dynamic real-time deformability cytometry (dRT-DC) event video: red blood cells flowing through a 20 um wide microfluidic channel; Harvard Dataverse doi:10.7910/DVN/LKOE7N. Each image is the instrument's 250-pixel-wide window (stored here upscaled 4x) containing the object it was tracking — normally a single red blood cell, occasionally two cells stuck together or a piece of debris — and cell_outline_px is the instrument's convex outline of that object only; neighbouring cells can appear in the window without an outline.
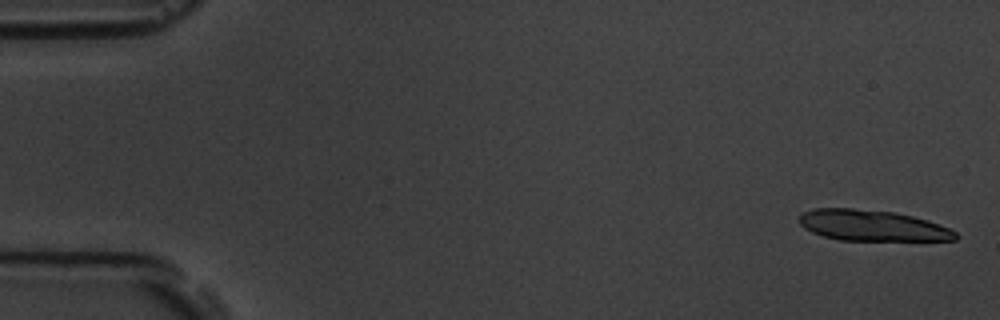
{"species": "common noctule bat (a hibernating species)", "species_latin": "Nyctalus noctula", "temperature_condition": "room temperature", "stored_images_in_passage": 3, "camera_frame_rate_fps": 3000, "um_per_image_px": 0.085, "animal": {"sex": "male", "body_mass_g": 19.5, "forearm_length_mm": 54.6}, "frame": {"image": 1, "passage_image": 1, "time_ms": 0.0, "image_size_px": [1000, 320], "cell_outline_px": [[960, 236], [956, 240], [840, 240], [824, 236], [812, 232], [804, 228], [800, 224], [800, 212], [816, 208], [852, 208], [896, 212], [928, 220], [948, 228], [956, 232]], "centroid_in_image_um": [74.13, 19.16], "position_along_channel_um": 10.9, "area_um2": 28.15}}